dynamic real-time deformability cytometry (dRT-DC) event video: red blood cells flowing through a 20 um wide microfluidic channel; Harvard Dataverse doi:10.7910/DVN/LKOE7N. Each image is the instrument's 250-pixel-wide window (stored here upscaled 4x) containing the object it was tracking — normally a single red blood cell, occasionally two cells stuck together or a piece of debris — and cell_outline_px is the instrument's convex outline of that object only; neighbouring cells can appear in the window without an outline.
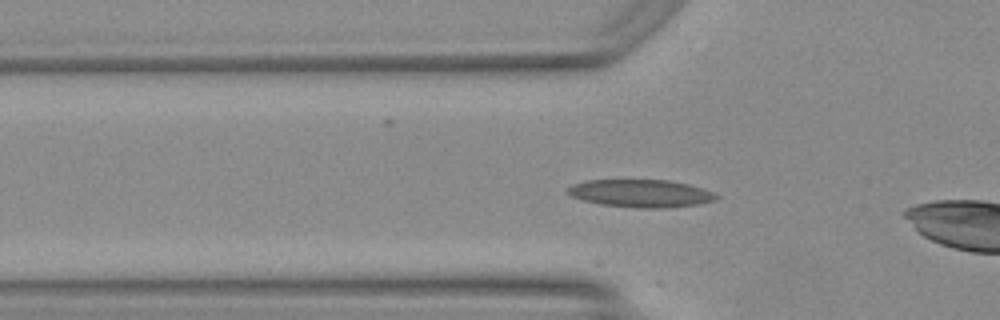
{"species": "Egyptian fruit bat (a non-hibernating species)", "species_latin": "Rousettus aegyptiacus", "temperature_condition": "warm", "stored_images_in_passage": 10, "camera_frame_rate_fps": 3000, "um_per_image_px": 0.085, "animal": {"sex": "female"}, "frame": {"image": 1, "passage_image": 5, "time_ms": 1.333, "image_size_px": [1000, 320], "cell_outline_px": [[720, 196], [716, 200], [700, 204], [668, 208], [636, 208], [600, 204], [584, 200], [572, 196], [564, 192], [572, 184], [588, 180], [668, 180], [688, 184], [712, 192]], "centroid_in_image_um": [54.47, 16.44], "position_along_channel_um": 71.3, "area_um2": 24.04}}
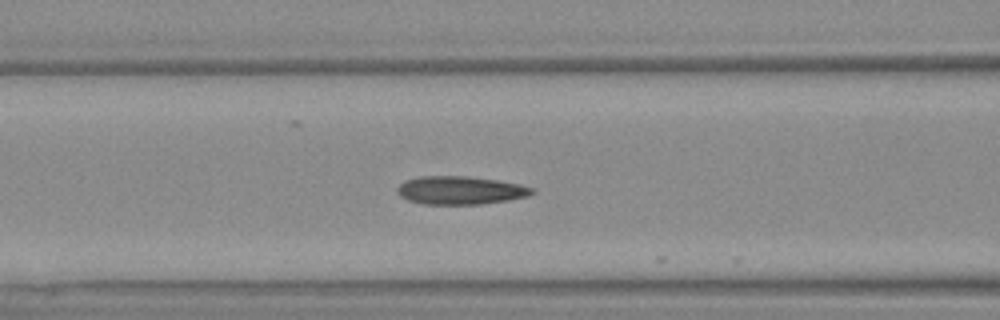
{"frame": {"image": 2, "passage_image": 9, "time_ms": 2.667, "image_size_px": [1000, 320], "cell_outline_px": [[536, 192], [528, 196], [508, 200], [480, 204], [424, 204], [408, 200], [400, 196], [396, 192], [396, 188], [404, 180], [420, 176], [468, 176], [496, 180], [520, 184], [536, 188]], "centroid_in_image_um": [39.13, 16.17], "position_along_channel_um": 127.5, "area_um2": 22.31}}